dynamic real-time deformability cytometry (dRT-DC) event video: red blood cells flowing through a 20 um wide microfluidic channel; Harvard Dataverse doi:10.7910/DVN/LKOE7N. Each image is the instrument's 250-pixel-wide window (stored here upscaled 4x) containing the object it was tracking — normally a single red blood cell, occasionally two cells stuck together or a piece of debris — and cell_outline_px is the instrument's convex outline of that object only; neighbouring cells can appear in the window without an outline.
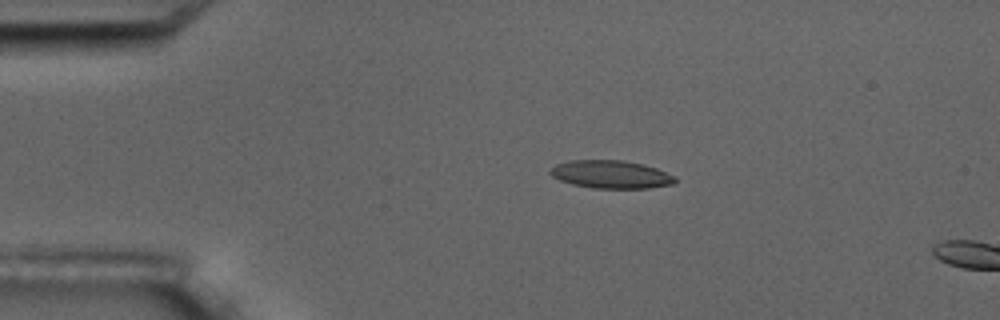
{"species": "common noctule bat (a hibernating species)", "species_latin": "Nyctalus noctula", "temperature_condition": "room temperature", "stored_images_in_passage": 2, "camera_frame_rate_fps": 3000, "um_per_image_px": 0.085, "animal": {"sex": "male", "body_mass_g": 17.5, "forearm_length_mm": 52.3}, "frame": {"image": 1, "passage_image": 1, "time_ms": 0.0, "image_size_px": [1000, 320], "cell_outline_px": [[676, 180], [672, 184], [648, 188], [592, 188], [572, 184], [560, 180], [552, 176], [548, 172], [556, 164], [568, 160], [620, 160], [644, 164], [656, 168], [676, 176]], "centroid_in_image_um": [51.92, 14.82], "position_along_channel_um": 33.1, "area_um2": 20.35}}